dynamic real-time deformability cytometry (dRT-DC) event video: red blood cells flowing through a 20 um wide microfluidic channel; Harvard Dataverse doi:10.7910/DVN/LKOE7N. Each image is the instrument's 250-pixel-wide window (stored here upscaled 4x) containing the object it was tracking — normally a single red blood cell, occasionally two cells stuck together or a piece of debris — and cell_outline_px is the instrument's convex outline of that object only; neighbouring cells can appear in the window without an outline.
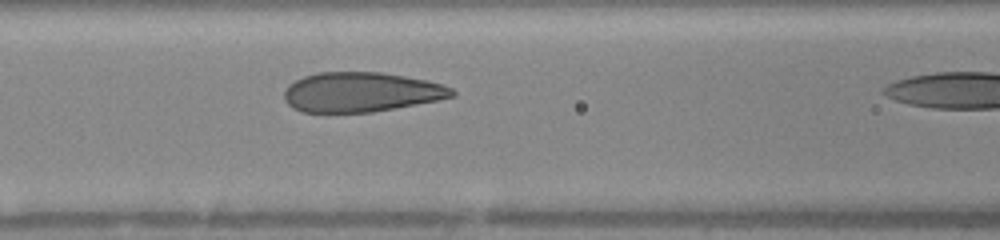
{"species": "human", "species_latin": "Homo sapiens", "temperature_condition": "warm", "stored_images_in_passage": 5, "segment_of_instrument_passage": [1, 2], "camera_frame_rate_fps": 3000, "um_per_image_px": 0.085, "donor": {"sex": "female"}, "frame": {"image": 1, "passage_image": 4, "time_ms": 1.667, "image_size_px": [1000, 240], "cell_outline_px": [[456, 96], [436, 100], [372, 112], [300, 112], [292, 108], [284, 100], [284, 88], [288, 84], [304, 76], [316, 72], [380, 72], [428, 80], [444, 84], [452, 88], [456, 92]], "centroid_in_image_um": [30.67, 7.82], "position_along_channel_um": 135.9, "area_um2": 38.96}}